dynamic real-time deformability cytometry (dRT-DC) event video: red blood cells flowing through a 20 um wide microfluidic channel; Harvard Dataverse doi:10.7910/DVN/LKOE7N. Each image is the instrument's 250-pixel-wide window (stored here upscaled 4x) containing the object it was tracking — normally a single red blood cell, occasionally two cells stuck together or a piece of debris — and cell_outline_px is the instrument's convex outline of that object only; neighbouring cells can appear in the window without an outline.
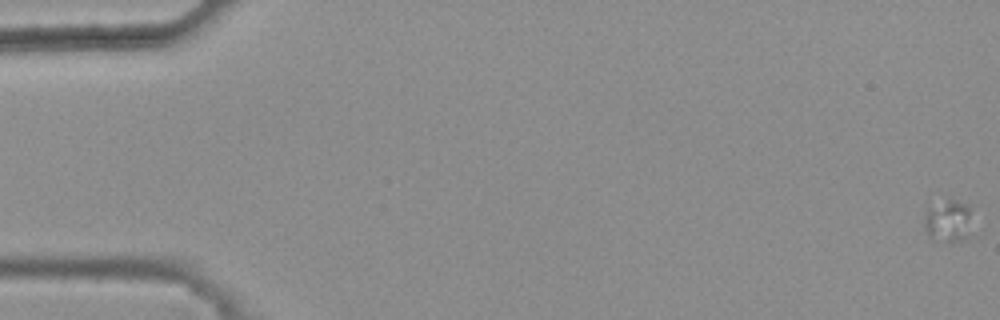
{"species": "common noctule bat (a hibernating species)", "species_latin": "Nyctalus noctula", "temperature_condition": "warm", "stored_images_in_passage": 18, "camera_frame_rate_fps": 3000, "um_per_image_px": 0.085, "animal": {"sex": "female", "body_mass_g": 25.1}, "frame": {"image": 1, "passage_image": 1, "time_ms": 0.0, "image_size_px": [1000, 320], "cell_outline_px": [[968, 236], [960, 240], [932, 240], [928, 236], [924, 228], [924, 216], [928, 208], [948, 200], [956, 200], [968, 204]], "centroid_in_image_um": [80.52, 18.78], "position_along_channel_um": 4.5, "area_um2": 11.21}}